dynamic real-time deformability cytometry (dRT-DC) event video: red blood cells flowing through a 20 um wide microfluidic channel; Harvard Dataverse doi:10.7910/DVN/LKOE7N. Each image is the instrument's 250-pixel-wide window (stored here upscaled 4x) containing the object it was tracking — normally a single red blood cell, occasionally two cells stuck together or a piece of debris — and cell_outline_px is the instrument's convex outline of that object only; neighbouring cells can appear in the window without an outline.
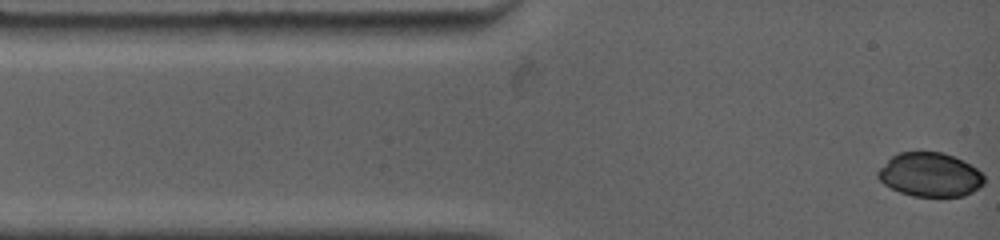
{"species": "common noctule bat (a hibernating species)", "species_latin": "Nyctalus noctula", "temperature_condition": "warm", "stored_images_in_passage": 11, "camera_frame_rate_fps": 4500, "um_per_image_px": 0.085, "animal": {"sex": "female", "body_mass_g": 19.0, "forearm_length_mm": 53.3}, "frame": {"image": 1, "passage_image": 1, "time_ms": 0.0, "image_size_px": [1000, 240], "cell_outline_px": [[984, 184], [972, 192], [964, 196], [912, 196], [900, 192], [884, 184], [876, 176], [876, 172], [892, 156], [900, 152], [940, 152], [952, 156], [976, 168], [984, 176]], "centroid_in_image_um": [79.03, 14.86], "position_along_channel_um": 6.0, "area_um2": 26.93}}
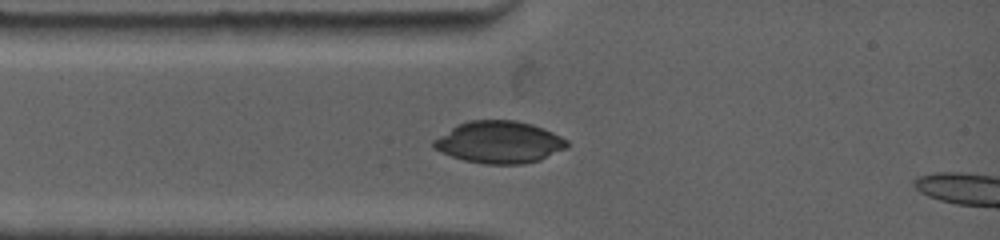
{"frame": {"image": 2, "passage_image": 9, "time_ms": 2.222, "image_size_px": [1000, 240], "cell_outline_px": [[568, 148], [540, 160], [524, 164], [484, 164], [464, 160], [452, 156], [432, 148], [432, 140], [456, 124], [468, 120], [516, 120], [532, 124], [544, 128], [568, 140]], "centroid_in_image_um": [42.43, 12.08], "position_along_channel_um": 42.6, "area_um2": 33.0}}